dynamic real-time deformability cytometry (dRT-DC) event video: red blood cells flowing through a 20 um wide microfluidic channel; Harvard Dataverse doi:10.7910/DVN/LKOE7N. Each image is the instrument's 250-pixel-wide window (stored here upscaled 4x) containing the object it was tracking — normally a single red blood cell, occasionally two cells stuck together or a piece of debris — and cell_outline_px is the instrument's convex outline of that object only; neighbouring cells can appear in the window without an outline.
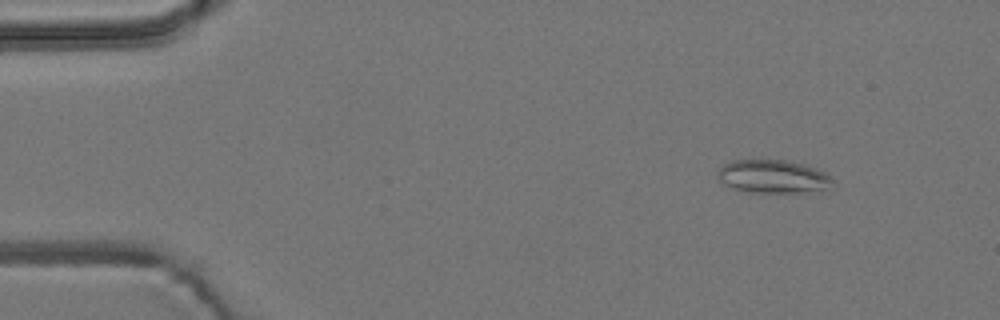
{"species": "common noctule bat (a hibernating species)", "species_latin": "Nyctalus noctula", "temperature_condition": "room temperature", "stored_images_in_passage": 50, "camera_frame_rate_fps": 3000, "um_per_image_px": 0.085, "animal": {"sex": "male", "body_mass_g": 19.2, "forearm_length_mm": 51.8}, "frame": {"image": 1, "passage_image": 1, "time_ms": 0.0, "image_size_px": [1000, 320], "cell_outline_px": [[832, 180], [824, 188], [800, 192], [752, 192], [732, 188], [724, 184], [720, 180], [716, 172], [724, 164], [732, 160], [784, 160], [804, 164], [816, 168], [832, 176]], "centroid_in_image_um": [65.64, 14.98], "position_along_channel_um": 19.4, "area_um2": 21.85}}
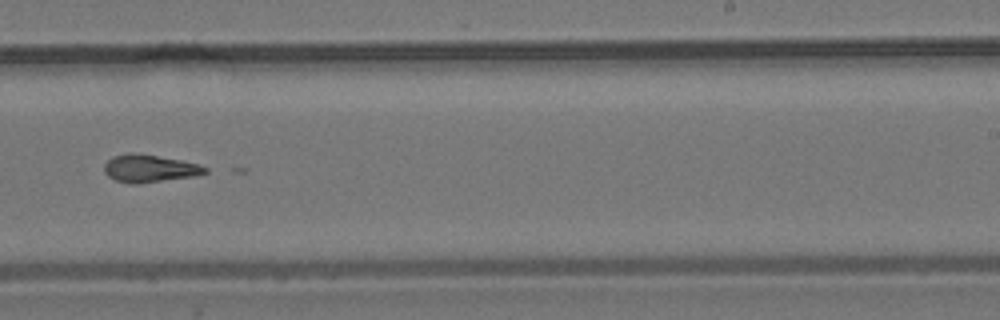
{"frame": {"image": 2, "passage_image": 29, "time_ms": 9.333, "image_size_px": [1000, 320], "cell_outline_px": [[208, 172], [196, 176], [136, 184], [116, 180], [108, 176], [104, 172], [104, 164], [112, 156], [128, 152], [132, 152], [180, 160], [196, 164], [208, 168]], "centroid_in_image_um": [12.68, 14.31], "position_along_channel_um": 276.3, "area_um2": 16.07}}
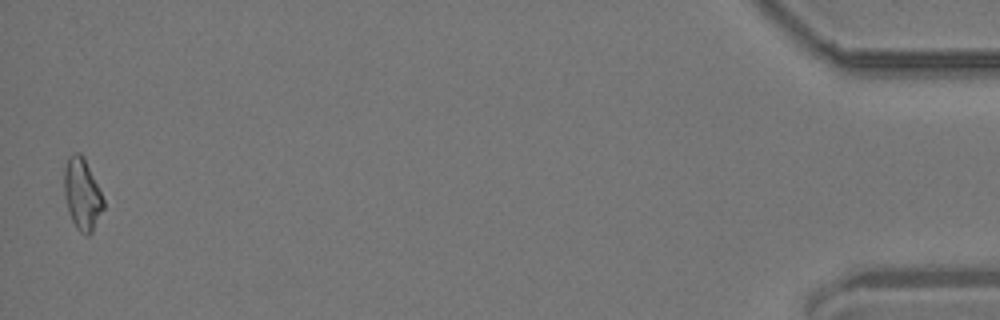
{"frame": {"image": 3, "passage_image": 49, "time_ms": 16.0, "image_size_px": [1000, 320], "cell_outline_px": [[104, 208], [92, 232], [88, 236], [84, 236], [76, 228], [72, 220], [64, 196], [64, 168], [68, 156], [72, 152], [80, 152], [84, 156], [104, 200]], "centroid_in_image_um": [6.97, 16.49], "position_along_channel_um": 428.2, "area_um2": 16.47}}